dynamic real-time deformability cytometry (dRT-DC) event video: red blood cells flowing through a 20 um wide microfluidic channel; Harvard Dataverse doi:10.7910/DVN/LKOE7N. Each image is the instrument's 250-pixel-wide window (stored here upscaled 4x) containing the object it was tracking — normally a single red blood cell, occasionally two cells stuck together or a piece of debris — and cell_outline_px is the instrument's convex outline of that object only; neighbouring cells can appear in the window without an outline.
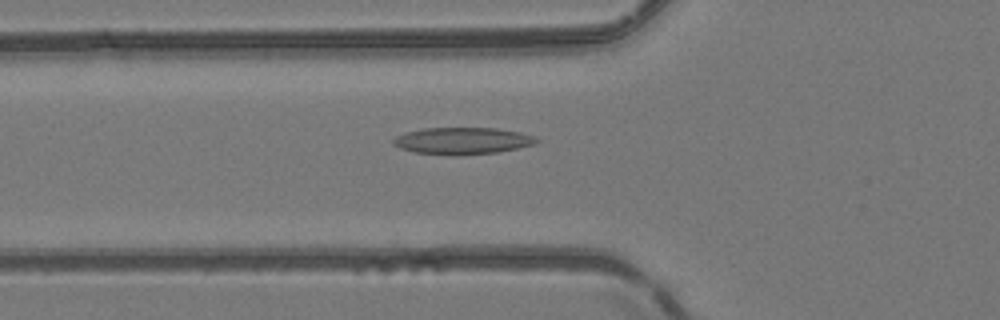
{"species": "common noctule bat (a hibernating species)", "species_latin": "Nyctalus noctula", "temperature_condition": "room temperature", "stored_images_in_passage": 37, "camera_frame_rate_fps": 3000, "um_per_image_px": 0.085, "animal": {"sex": "female", "body_mass_g": 24.6, "forearm_length_mm": 56.2}, "frame": {"image": 1, "passage_image": 10, "time_ms": 3.0, "image_size_px": [1000, 320], "cell_outline_px": [[540, 140], [536, 144], [496, 152], [456, 156], [452, 156], [416, 152], [400, 148], [392, 144], [392, 140], [396, 136], [408, 132], [424, 128], [496, 128], [520, 132], [532, 136]], "centroid_in_image_um": [39.3, 11.97], "position_along_channel_um": 86.5, "area_um2": 22.37}}
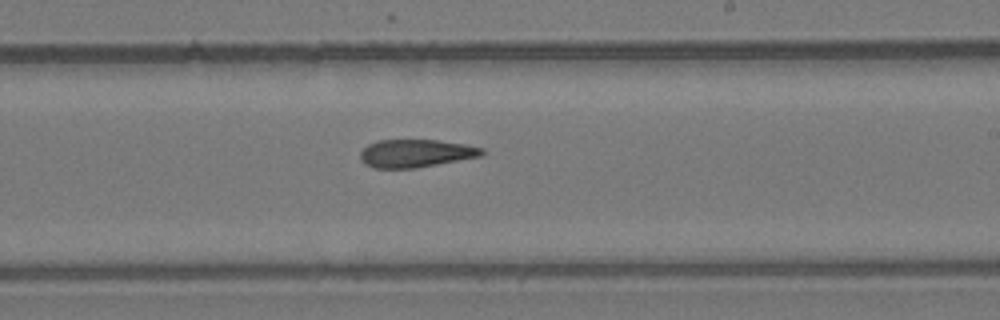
{"frame": {"image": 2, "passage_image": 22, "time_ms": 7.0, "image_size_px": [1000, 320], "cell_outline_px": [[484, 152], [480, 156], [416, 168], [372, 168], [364, 164], [360, 160], [360, 152], [368, 144], [376, 140], [436, 140], [464, 144], [484, 148]], "centroid_in_image_um": [35.29, 13.03], "position_along_channel_um": 253.7, "area_um2": 19.77}}
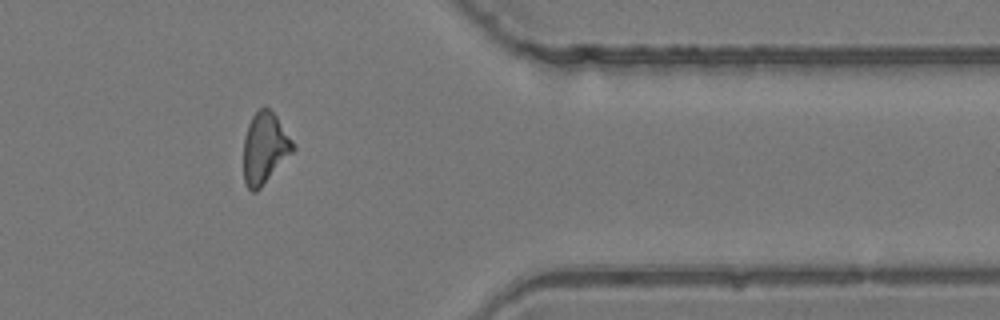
{"frame": {"image": 3, "passage_image": 33, "time_ms": 10.667, "image_size_px": [1000, 320], "cell_outline_px": [[296, 148], [260, 188], [256, 192], [252, 192], [244, 184], [244, 136], [248, 124], [252, 116], [264, 104], [276, 116], [292, 140]], "centroid_in_image_um": [22.48, 12.58], "position_along_channel_um": 388.9, "area_um2": 20.35}}